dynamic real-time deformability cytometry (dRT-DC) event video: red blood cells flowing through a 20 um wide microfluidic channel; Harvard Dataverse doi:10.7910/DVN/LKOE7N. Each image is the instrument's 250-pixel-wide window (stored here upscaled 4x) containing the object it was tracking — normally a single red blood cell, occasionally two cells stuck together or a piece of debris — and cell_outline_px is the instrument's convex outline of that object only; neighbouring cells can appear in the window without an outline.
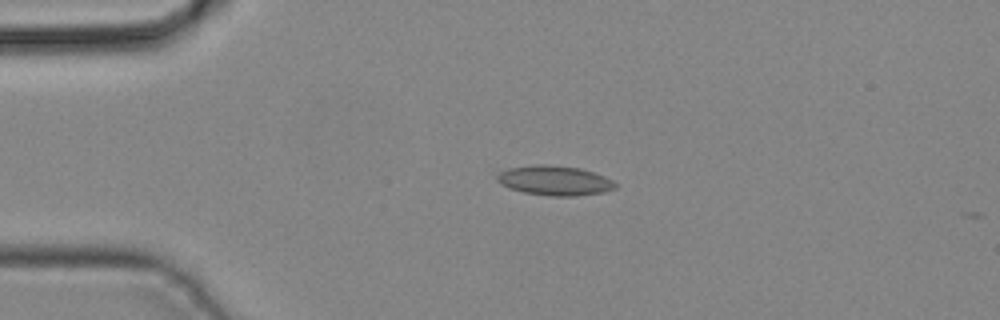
{"species": "common noctule bat (a hibernating species)", "species_latin": "Nyctalus noctula", "temperature_condition": "cold", "stored_images_in_passage": 6, "camera_frame_rate_fps": 3000, "um_per_image_px": 0.085, "animal": {"sex": "male", "body_mass_g": 19.2, "forearm_length_mm": 51.8}, "frame": {"image": 1, "passage_image": 3, "time_ms": 0.667, "image_size_px": [1000, 320], "cell_outline_px": [[616, 188], [604, 192], [576, 196], [548, 196], [524, 192], [508, 188], [500, 184], [496, 180], [496, 176], [500, 172], [508, 168], [536, 164], [544, 164], [580, 168], [604, 176], [612, 180], [616, 184]], "centroid_in_image_um": [47.12, 15.35], "position_along_channel_um": 37.9, "area_um2": 20.52}}